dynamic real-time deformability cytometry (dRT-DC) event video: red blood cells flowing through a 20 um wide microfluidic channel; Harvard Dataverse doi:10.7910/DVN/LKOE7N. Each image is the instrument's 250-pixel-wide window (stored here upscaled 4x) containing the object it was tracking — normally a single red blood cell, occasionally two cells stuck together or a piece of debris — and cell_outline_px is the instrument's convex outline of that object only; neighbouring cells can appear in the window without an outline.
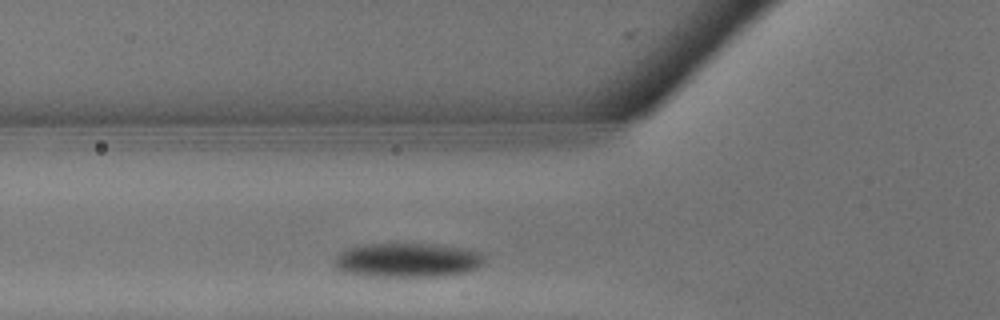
{"species": "common noctule bat (a hibernating species)", "species_latin": "Nyctalus noctula", "temperature_condition": "warm", "stored_images_in_passage": 5, "camera_frame_rate_fps": 3000, "um_per_image_px": 0.085, "animal": {"sex": "male", "body_mass_g": 13.3}, "frame": {"image": 1, "passage_image": 3, "time_ms": 0.667, "image_size_px": [1000, 320], "cell_outline_px": [[484, 260], [476, 268], [464, 272], [444, 276], [380, 276], [348, 272], [340, 268], [336, 264], [336, 256], [340, 252], [356, 244], [440, 244], [472, 248], [484, 252]], "centroid_in_image_um": [34.75, 22.07], "position_along_channel_um": 91.1, "area_um2": 29.88}}
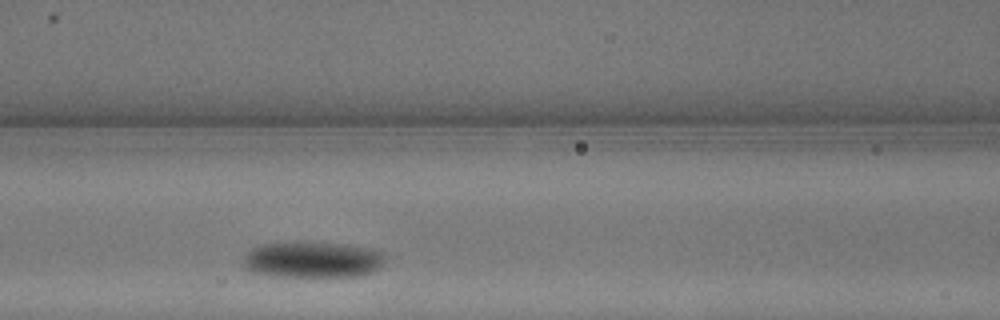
{"frame": {"image": 2, "passage_image": 5, "time_ms": 1.333, "image_size_px": [1000, 320], "cell_outline_px": [[388, 256], [384, 264], [380, 268], [372, 272], [360, 276], [276, 276], [252, 272], [244, 268], [244, 256], [252, 248], [260, 244], [292, 240], [308, 240], [348, 244], [368, 248], [384, 252]], "centroid_in_image_um": [26.6, 22.03], "position_along_channel_um": 140.0, "area_um2": 30.98}}